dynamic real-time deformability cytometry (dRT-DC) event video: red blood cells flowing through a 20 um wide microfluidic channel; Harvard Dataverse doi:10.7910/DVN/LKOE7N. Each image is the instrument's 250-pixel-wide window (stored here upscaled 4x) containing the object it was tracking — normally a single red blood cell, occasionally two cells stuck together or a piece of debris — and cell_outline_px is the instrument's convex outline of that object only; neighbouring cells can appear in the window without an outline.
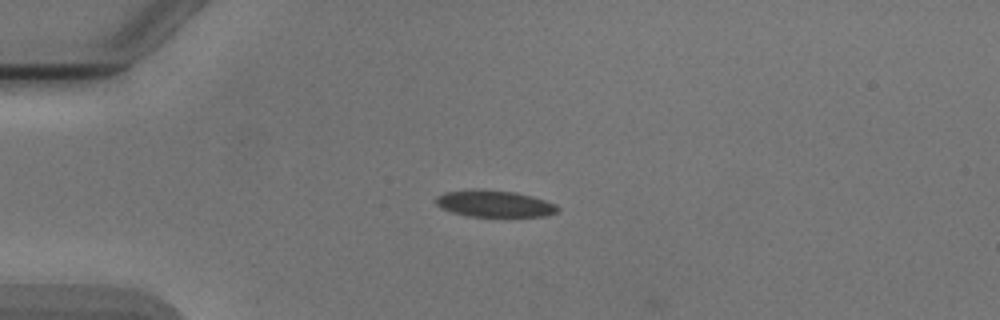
{"species": "Egyptian fruit bat (a non-hibernating species)", "species_latin": "Rousettus aegyptiacus", "temperature_condition": "cold", "stored_images_in_passage": 3, "camera_frame_rate_fps": 3000, "um_per_image_px": 0.085, "animal": {"sex": "male"}, "frame": {"image": 1, "passage_image": 2, "time_ms": 1.333, "image_size_px": [1000, 320], "cell_outline_px": [[560, 208], [556, 212], [544, 216], [468, 216], [452, 212], [440, 208], [436, 204], [436, 196], [444, 192], [476, 188], [480, 188], [516, 192], [532, 196], [556, 204]], "centroid_in_image_um": [41.99, 17.29], "position_along_channel_um": 43.0, "area_um2": 19.07}}